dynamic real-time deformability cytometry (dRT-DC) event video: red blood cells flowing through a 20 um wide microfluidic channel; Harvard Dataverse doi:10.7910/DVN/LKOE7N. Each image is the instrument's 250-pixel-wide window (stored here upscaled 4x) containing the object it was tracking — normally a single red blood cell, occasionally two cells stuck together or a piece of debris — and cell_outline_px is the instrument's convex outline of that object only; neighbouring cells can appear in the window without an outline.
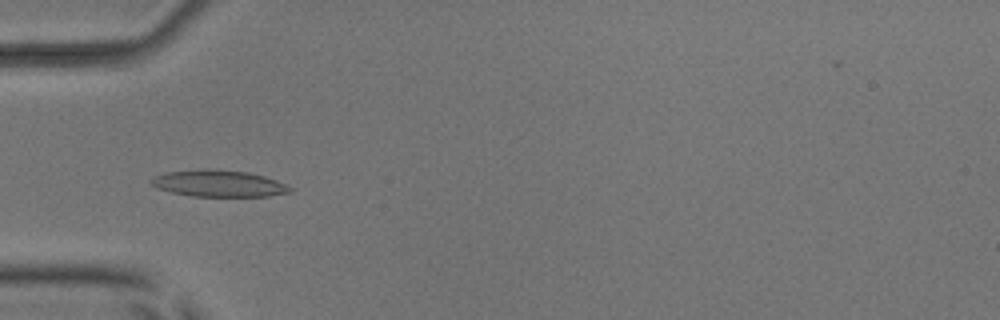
{"species": "common noctule bat (a hibernating species)", "species_latin": "Nyctalus noctula", "temperature_condition": "room temperature", "stored_images_in_passage": 48, "camera_frame_rate_fps": 3000, "um_per_image_px": 0.085, "animal": {"sex": "male", "body_mass_g": 17.9, "forearm_length_mm": 54.2}, "frame": {"image": 1, "passage_image": 12, "time_ms": 3.667, "image_size_px": [1000, 320], "cell_outline_px": [[292, 192], [268, 196], [192, 196], [172, 192], [156, 188], [148, 180], [152, 176], [164, 172], [204, 168], [208, 168], [248, 172], [264, 176], [276, 180], [292, 188]], "centroid_in_image_um": [18.53, 15.58], "position_along_channel_um": 66.5, "area_um2": 21.73}}
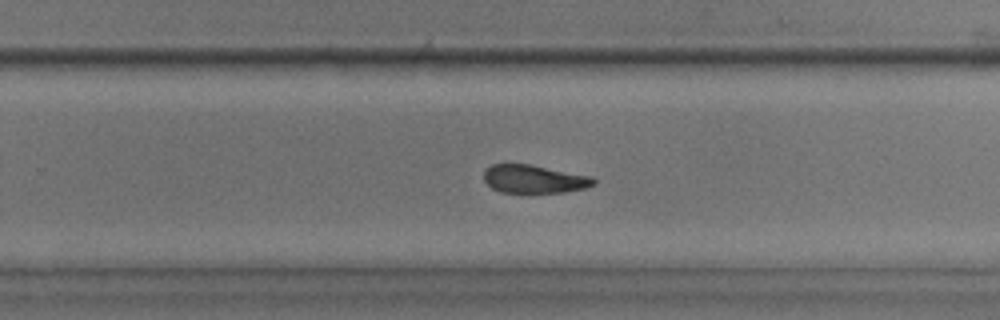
{"frame": {"image": 2, "passage_image": 29, "time_ms": 9.333, "image_size_px": [1000, 320], "cell_outline_px": [[596, 184], [584, 188], [564, 192], [528, 196], [500, 192], [492, 188], [484, 180], [484, 172], [492, 164], [528, 164], [592, 176], [596, 180]], "centroid_in_image_um": [45.4, 15.28], "position_along_channel_um": 284.4, "area_um2": 18.79}}
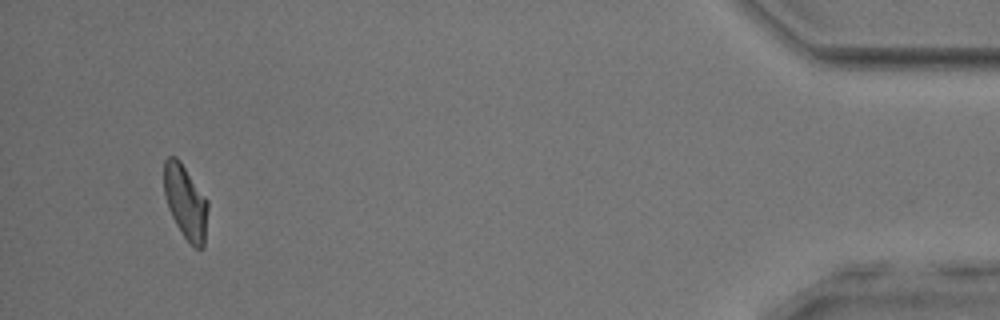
{"frame": {"image": 3, "passage_image": 45, "time_ms": 14.667, "image_size_px": [1000, 320], "cell_outline_px": [[208, 208], [204, 244], [200, 248], [196, 248], [184, 236], [176, 224], [168, 208], [164, 192], [164, 160], [168, 156], [176, 156], [180, 160], [208, 200]], "centroid_in_image_um": [15.76, 17.12], "position_along_channel_um": 419.4, "area_um2": 18.79}, "authors_computed_cell_mechanics": {"area_um2": 19.4208, "velocity_mm_per_s": 3.8863, "shape_relaxation_time_tau1_ms": 5.2237, "shape_relaxation_time_tau2_ms": 3.2834, "deformation_change_tau1": 0.1748, "deformation_change_tau2": 0.1138}}